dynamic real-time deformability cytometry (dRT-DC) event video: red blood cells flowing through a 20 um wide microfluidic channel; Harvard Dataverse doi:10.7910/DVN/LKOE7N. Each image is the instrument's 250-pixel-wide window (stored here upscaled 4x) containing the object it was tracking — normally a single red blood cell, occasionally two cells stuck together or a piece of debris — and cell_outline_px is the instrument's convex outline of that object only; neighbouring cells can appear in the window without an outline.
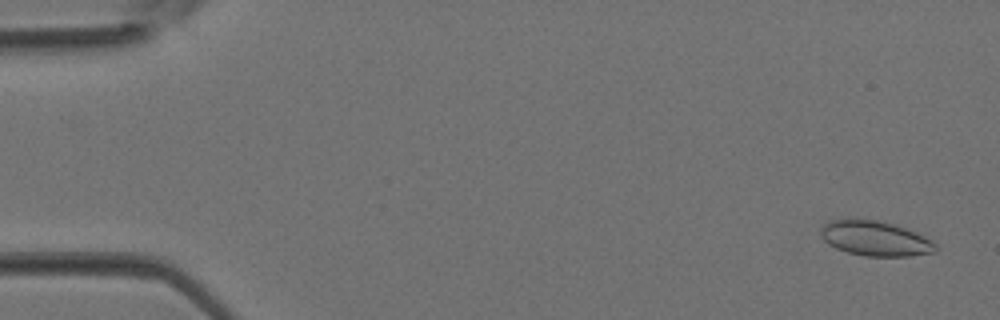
{"species": "Egyptian fruit bat (a non-hibernating species)", "species_latin": "Rousettus aegyptiacus", "temperature_condition": "room temperature", "stored_images_in_passage": 4, "camera_frame_rate_fps": 3000, "um_per_image_px": 0.085, "animal": {"sex": "female"}, "frame": {"image": 1, "passage_image": 1, "time_ms": 0.0, "image_size_px": [1000, 320], "cell_outline_px": [[936, 252], [908, 256], [864, 256], [848, 252], [836, 248], [828, 244], [820, 236], [820, 228], [828, 220], [876, 220], [892, 224], [916, 232], [932, 240], [936, 244]], "centroid_in_image_um": [74.38, 20.28], "position_along_channel_um": 10.6, "area_um2": 23.18}}
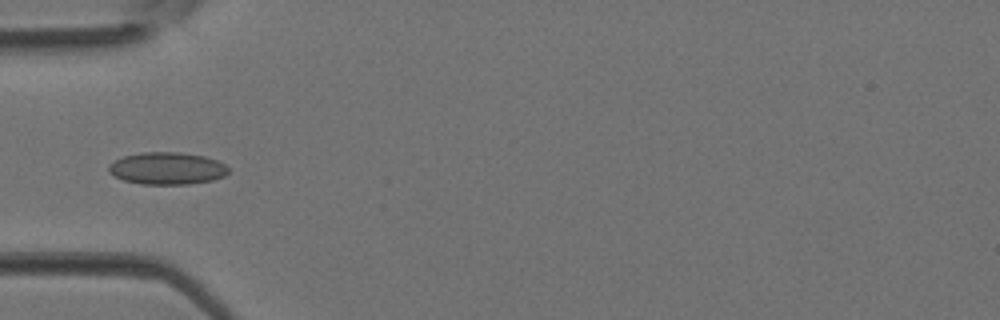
{"frame": {"image": 2, "passage_image": 4, "time_ms": 1.0, "image_size_px": [1000, 320], "cell_outline_px": [[228, 172], [224, 176], [212, 180], [188, 184], [140, 184], [124, 180], [108, 172], [108, 164], [124, 156], [140, 152], [180, 152], [204, 156], [216, 160], [224, 164], [228, 168]], "centroid_in_image_um": [14.19, 14.31], "position_along_channel_um": 70.8, "area_um2": 22.43}}